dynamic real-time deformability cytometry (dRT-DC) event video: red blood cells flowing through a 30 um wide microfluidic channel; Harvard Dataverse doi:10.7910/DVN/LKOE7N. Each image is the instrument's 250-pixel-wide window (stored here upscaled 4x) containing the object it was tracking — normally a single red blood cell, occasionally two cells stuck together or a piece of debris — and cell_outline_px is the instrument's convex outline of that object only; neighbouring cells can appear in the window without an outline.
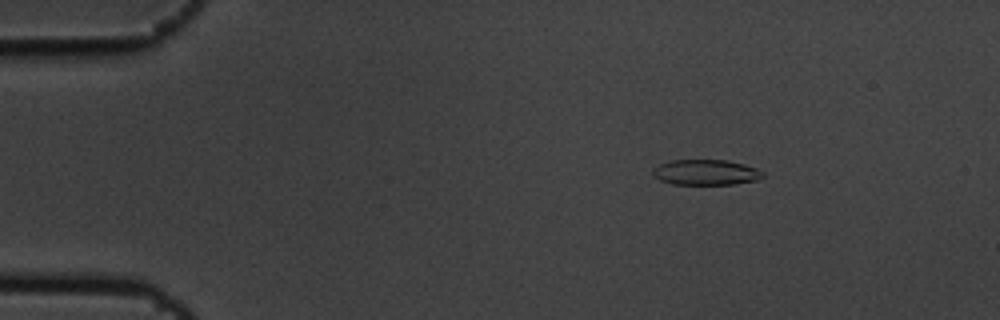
{"species": "common noctule bat (a hibernating species)", "species_latin": "Nyctalus noctula", "temperature_condition": "cold", "stored_images_in_passage": 5, "camera_frame_rate_fps": 3000, "um_per_image_px": 0.085, "animal": {"sex": "male", "body_mass_g": 19.5, "forearm_length_mm": 54.6}, "frame": {"image": 1, "passage_image": 2, "time_ms": 0.333, "image_size_px": [1000, 320], "cell_outline_px": [[764, 176], [760, 180], [732, 184], [672, 184], [660, 180], [652, 176], [652, 168], [668, 160], [728, 160], [744, 164], [756, 168], [764, 172]], "centroid_in_image_um": [59.99, 14.64], "position_along_channel_um": 25.0, "area_um2": 16.53}}
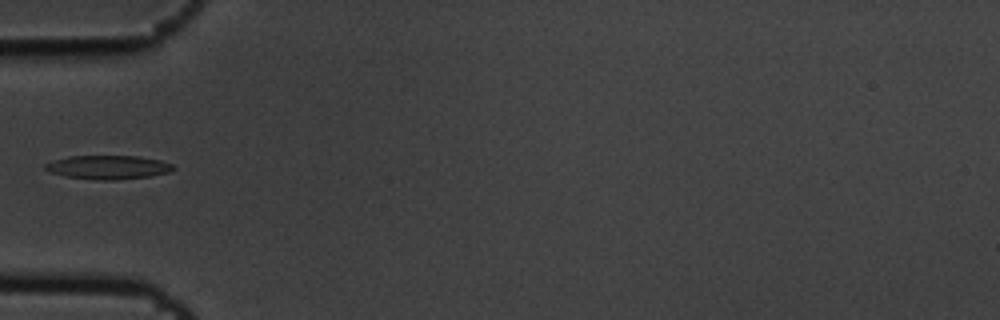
{"frame": {"image": 2, "passage_image": 5, "time_ms": 1.333, "image_size_px": [1000, 320], "cell_outline_px": [[176, 168], [168, 172], [148, 176], [116, 180], [100, 180], [64, 176], [48, 172], [44, 168], [44, 164], [52, 160], [68, 156], [136, 156], [160, 160], [172, 164]], "centroid_in_image_um": [9.13, 14.21], "position_along_channel_um": 75.9, "area_um2": 17.74}}